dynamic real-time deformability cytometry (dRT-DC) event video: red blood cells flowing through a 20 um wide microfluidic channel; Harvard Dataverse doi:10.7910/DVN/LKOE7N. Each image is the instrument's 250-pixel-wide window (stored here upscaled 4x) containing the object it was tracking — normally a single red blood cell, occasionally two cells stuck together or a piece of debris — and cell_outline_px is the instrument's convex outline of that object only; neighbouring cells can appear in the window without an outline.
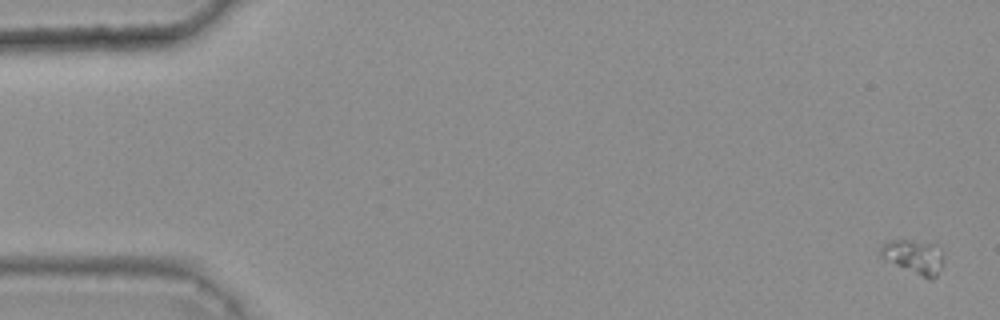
{"species": "common noctule bat (a hibernating species)", "species_latin": "Nyctalus noctula", "temperature_condition": "warm", "stored_images_in_passage": 46, "camera_frame_rate_fps": 3000, "um_per_image_px": 0.085, "animal": {"sex": "female", "body_mass_g": 25.1}, "frame": {"image": 1, "passage_image": 1, "time_ms": 0.0, "image_size_px": [1000, 320], "cell_outline_px": [[944, 264], [936, 276], [932, 280], [928, 280], [880, 256], [880, 248], [888, 240], [908, 240], [940, 244], [944, 252]], "centroid_in_image_um": [77.79, 21.81], "position_along_channel_um": 7.2, "area_um2": 12.77}}
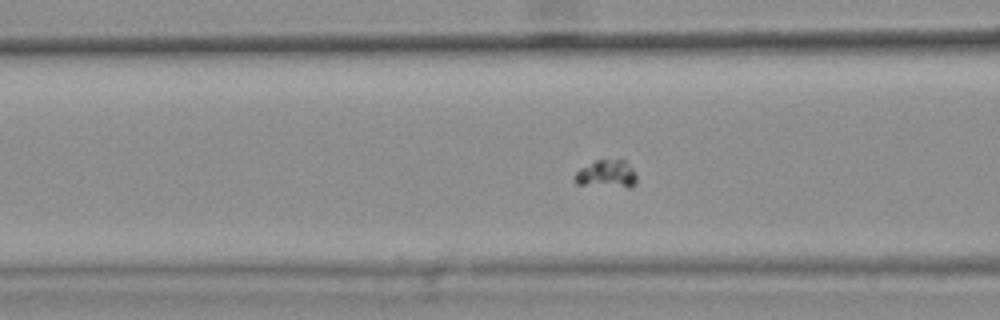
{"frame": {"image": 2, "passage_image": 21, "time_ms": 6.667, "image_size_px": [1000, 320], "cell_outline_px": [[636, 184], [632, 188], [628, 188], [576, 184], [576, 172], [580, 168], [596, 160], [624, 160], [632, 168], [636, 176]], "centroid_in_image_um": [51.6, 14.81], "position_along_channel_um": 115.0, "area_um2": 10.0}}
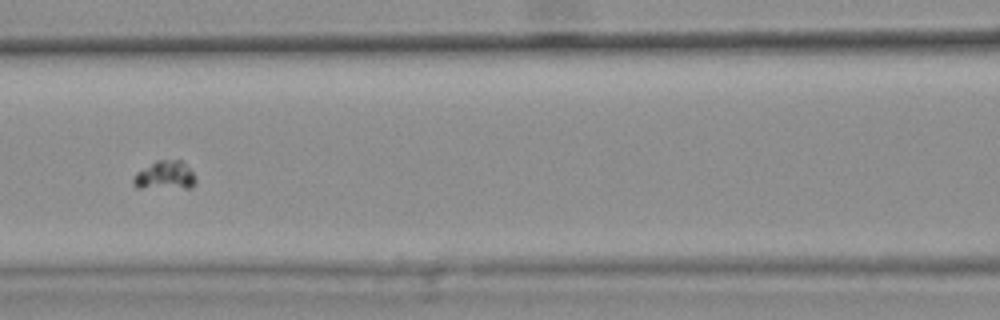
{"frame": {"image": 3, "passage_image": 24, "time_ms": 7.667, "image_size_px": [1000, 320], "cell_outline_px": [[196, 180], [192, 188], [136, 188], [132, 180], [136, 172], [156, 160], [180, 160], [196, 176]], "centroid_in_image_um": [14.0, 14.93], "position_along_channel_um": 152.6, "area_um2": 10.46}}